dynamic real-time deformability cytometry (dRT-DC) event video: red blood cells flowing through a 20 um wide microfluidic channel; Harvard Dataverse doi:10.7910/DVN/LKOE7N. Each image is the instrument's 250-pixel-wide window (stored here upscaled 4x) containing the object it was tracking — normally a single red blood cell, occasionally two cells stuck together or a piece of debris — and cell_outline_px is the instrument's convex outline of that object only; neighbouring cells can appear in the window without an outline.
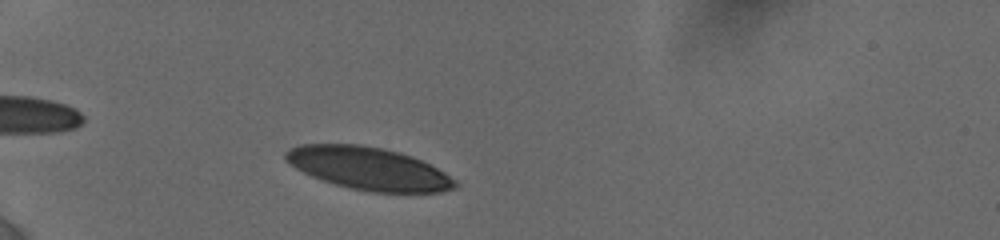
{"species": "human", "species_latin": "Homo sapiens", "temperature_condition": "cold", "stored_images_in_passage": 14, "camera_frame_rate_fps": 3000, "um_per_image_px": 0.085, "donor": {"sex": "female"}, "frame": {"image": 1, "passage_image": 6, "time_ms": 1.333, "image_size_px": [1000, 240], "cell_outline_px": [[460, 184], [456, 188], [440, 192], [372, 192], [348, 188], [312, 176], [296, 168], [284, 160], [284, 152], [288, 148], [300, 144], [360, 144], [400, 152], [412, 156], [444, 172], [456, 180]], "centroid_in_image_um": [31.32, 14.32], "position_along_channel_um": 53.7, "area_um2": 42.08}}
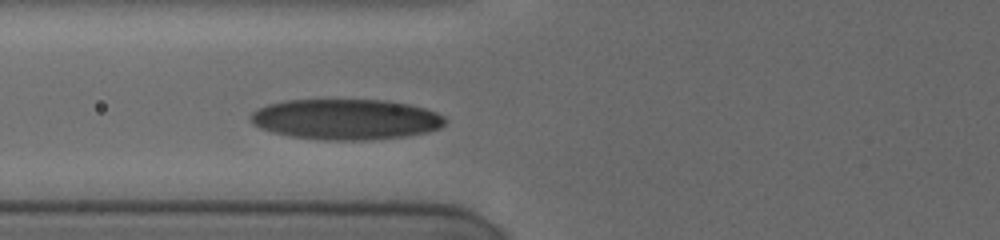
{"frame": {"image": 2, "passage_image": 13, "time_ms": 3.333, "image_size_px": [1000, 240], "cell_outline_px": [[448, 120], [440, 128], [428, 132], [404, 136], [364, 140], [324, 140], [292, 136], [272, 132], [260, 128], [252, 124], [248, 120], [248, 116], [252, 112], [268, 104], [288, 100], [380, 100], [408, 104], [424, 108], [436, 112], [444, 116]], "centroid_in_image_um": [29.38, 10.14], "position_along_channel_um": 96.4, "area_um2": 45.95}}